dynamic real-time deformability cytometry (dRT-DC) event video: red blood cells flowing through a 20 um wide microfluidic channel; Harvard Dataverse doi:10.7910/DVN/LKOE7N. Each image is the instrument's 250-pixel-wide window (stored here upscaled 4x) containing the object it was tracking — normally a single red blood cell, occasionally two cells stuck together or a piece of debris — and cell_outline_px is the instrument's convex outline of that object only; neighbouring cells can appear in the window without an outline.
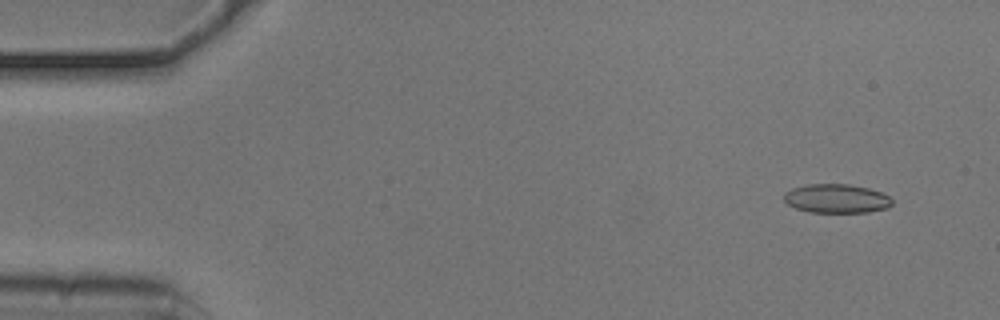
{"species": "common noctule bat (a hibernating species)", "species_latin": "Nyctalus noctula", "temperature_condition": "cold", "stored_images_in_passage": 8, "camera_frame_rate_fps": 3000, "um_per_image_px": 0.085, "animal": {"sex": "male", "body_mass_g": 20.5, "forearm_length_mm": 52.5}, "frame": {"image": 1, "passage_image": 4, "time_ms": 1.0, "image_size_px": [1000, 320], "cell_outline_px": [[892, 204], [888, 208], [868, 212], [808, 212], [796, 208], [788, 204], [784, 200], [784, 192], [792, 188], [808, 184], [848, 184], [868, 188], [880, 192], [888, 196], [892, 200]], "centroid_in_image_um": [71.09, 16.88], "position_along_channel_um": 13.9, "area_um2": 18.21}}